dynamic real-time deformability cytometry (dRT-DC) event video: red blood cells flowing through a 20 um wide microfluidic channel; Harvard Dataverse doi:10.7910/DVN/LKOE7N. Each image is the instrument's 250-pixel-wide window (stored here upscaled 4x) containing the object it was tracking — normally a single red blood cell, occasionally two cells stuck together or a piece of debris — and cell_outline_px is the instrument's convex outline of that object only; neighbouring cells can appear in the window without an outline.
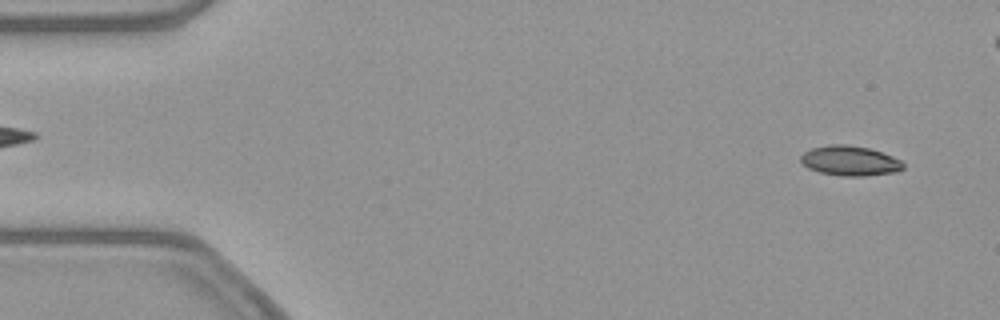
{"species": "common noctule bat (a hibernating species)", "species_latin": "Nyctalus noctula", "temperature_condition": "warm", "stored_images_in_passage": 54, "camera_frame_rate_fps": 3000, "um_per_image_px": 0.085, "animal": {"sex": "female", "body_mass_g": 21.9}, "frame": {"image": 1, "passage_image": 3, "time_ms": 0.667, "image_size_px": [1000, 320], "cell_outline_px": [[904, 168], [896, 172], [864, 176], [840, 176], [820, 172], [808, 168], [800, 160], [800, 156], [804, 152], [812, 148], [828, 144], [848, 144], [868, 148], [892, 156], [900, 160], [904, 164]], "centroid_in_image_um": [72.23, 13.66], "position_along_channel_um": 12.8, "area_um2": 17.86}}
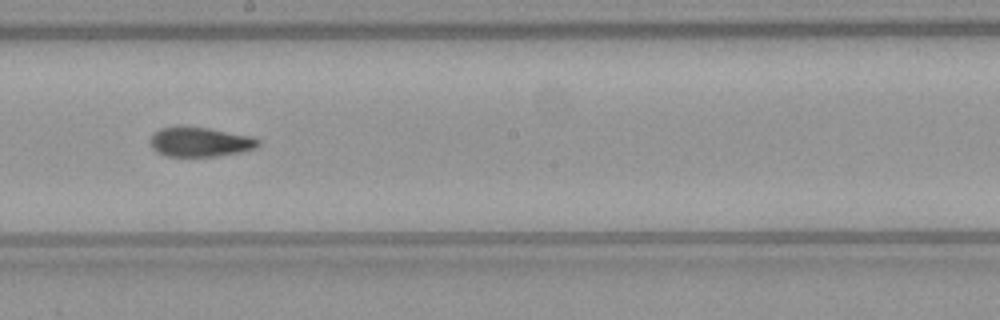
{"frame": {"image": 2, "passage_image": 29, "time_ms": 9.333, "image_size_px": [1000, 320], "cell_outline_px": [[260, 144], [256, 148], [240, 152], [216, 156], [168, 156], [156, 152], [152, 148], [152, 136], [160, 128], [176, 124], [184, 124], [208, 128], [252, 136], [260, 140]], "centroid_in_image_um": [17.0, 12.03], "position_along_channel_um": 231.2, "area_um2": 18.9}}
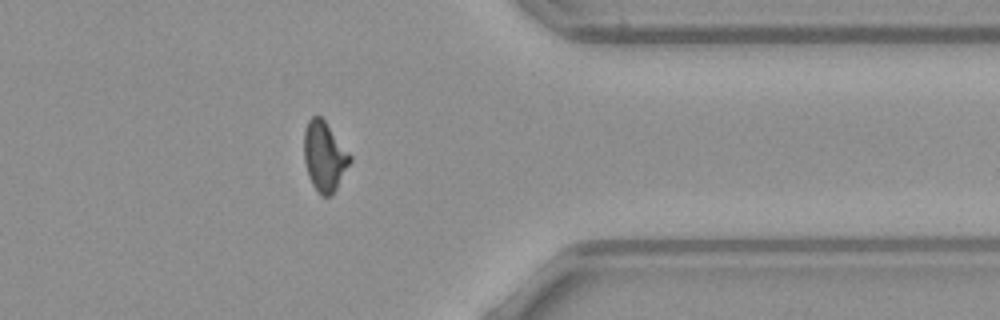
{"frame": {"image": 3, "passage_image": 42, "time_ms": 13.667, "image_size_px": [1000, 320], "cell_outline_px": [[352, 160], [332, 196], [320, 196], [316, 192], [308, 176], [304, 160], [304, 128], [308, 120], [312, 116], [320, 116], [324, 120], [352, 156]], "centroid_in_image_um": [27.56, 13.31], "position_along_channel_um": 383.8, "area_um2": 18.79}, "authors_computed_cell_mechanics": {"area_um2": 18.5827, "velocity_mm_per_s": 3.8643, "shape_relaxation_time_tau1_ms": 4.9299, "shape_relaxation_time_tau2_ms": 1.8146, "deformation_change_tau1": 0.1703, "deformation_change_tau2": 0.0857}}